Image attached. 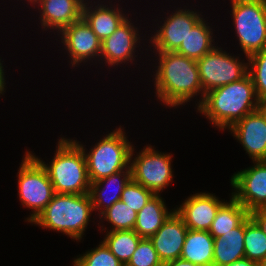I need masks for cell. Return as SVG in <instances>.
<instances>
[{"mask_svg": "<svg viewBox=\"0 0 266 266\" xmlns=\"http://www.w3.org/2000/svg\"><path fill=\"white\" fill-rule=\"evenodd\" d=\"M188 228L182 217L174 211L161 228L149 239L162 263L181 257Z\"/></svg>", "mask_w": 266, "mask_h": 266, "instance_id": "obj_15", "label": "cell"}, {"mask_svg": "<svg viewBox=\"0 0 266 266\" xmlns=\"http://www.w3.org/2000/svg\"><path fill=\"white\" fill-rule=\"evenodd\" d=\"M84 1L82 8V18L90 26L94 34L102 42L111 36L117 28L128 18L118 9V7H106V5H97L93 9L88 7ZM113 8V9H112Z\"/></svg>", "mask_w": 266, "mask_h": 266, "instance_id": "obj_18", "label": "cell"}, {"mask_svg": "<svg viewBox=\"0 0 266 266\" xmlns=\"http://www.w3.org/2000/svg\"><path fill=\"white\" fill-rule=\"evenodd\" d=\"M218 46L197 60L198 72L204 94L230 84L248 74V63H242Z\"/></svg>", "mask_w": 266, "mask_h": 266, "instance_id": "obj_8", "label": "cell"}, {"mask_svg": "<svg viewBox=\"0 0 266 266\" xmlns=\"http://www.w3.org/2000/svg\"><path fill=\"white\" fill-rule=\"evenodd\" d=\"M131 179H132L131 170H126V172L122 170L114 173L113 175H110L108 177L99 179L96 182L91 183L89 194L92 199L93 210L97 209L101 214L104 210L111 207L116 201H119L125 186L129 183ZM103 184L104 187L102 186ZM112 184L116 185L115 186L116 190L112 192L113 194L110 197V195H108L107 193L108 192L107 188L111 187Z\"/></svg>", "mask_w": 266, "mask_h": 266, "instance_id": "obj_21", "label": "cell"}, {"mask_svg": "<svg viewBox=\"0 0 266 266\" xmlns=\"http://www.w3.org/2000/svg\"><path fill=\"white\" fill-rule=\"evenodd\" d=\"M31 3L41 6L40 18L43 29L49 27L61 31L82 18L84 0H33Z\"/></svg>", "mask_w": 266, "mask_h": 266, "instance_id": "obj_17", "label": "cell"}, {"mask_svg": "<svg viewBox=\"0 0 266 266\" xmlns=\"http://www.w3.org/2000/svg\"><path fill=\"white\" fill-rule=\"evenodd\" d=\"M162 197L154 194L145 206L137 213L134 231L141 237L149 239L153 236L175 211L168 212Z\"/></svg>", "mask_w": 266, "mask_h": 266, "instance_id": "obj_20", "label": "cell"}, {"mask_svg": "<svg viewBox=\"0 0 266 266\" xmlns=\"http://www.w3.org/2000/svg\"><path fill=\"white\" fill-rule=\"evenodd\" d=\"M99 216H103L104 220L111 223V226L113 225L109 232L133 230L137 220V213L121 200L116 201Z\"/></svg>", "mask_w": 266, "mask_h": 266, "instance_id": "obj_27", "label": "cell"}, {"mask_svg": "<svg viewBox=\"0 0 266 266\" xmlns=\"http://www.w3.org/2000/svg\"><path fill=\"white\" fill-rule=\"evenodd\" d=\"M92 199L86 194L55 193L48 205L30 223L56 230L80 240L90 221Z\"/></svg>", "mask_w": 266, "mask_h": 266, "instance_id": "obj_4", "label": "cell"}, {"mask_svg": "<svg viewBox=\"0 0 266 266\" xmlns=\"http://www.w3.org/2000/svg\"><path fill=\"white\" fill-rule=\"evenodd\" d=\"M196 11L179 9L167 17L163 25L151 37L150 42L155 46L156 52H175L188 33L202 19Z\"/></svg>", "mask_w": 266, "mask_h": 266, "instance_id": "obj_11", "label": "cell"}, {"mask_svg": "<svg viewBox=\"0 0 266 266\" xmlns=\"http://www.w3.org/2000/svg\"><path fill=\"white\" fill-rule=\"evenodd\" d=\"M244 246L249 260L260 263L266 259V235L250 215L245 219Z\"/></svg>", "mask_w": 266, "mask_h": 266, "instance_id": "obj_26", "label": "cell"}, {"mask_svg": "<svg viewBox=\"0 0 266 266\" xmlns=\"http://www.w3.org/2000/svg\"><path fill=\"white\" fill-rule=\"evenodd\" d=\"M213 195L206 192L193 194L175 209L188 229L209 231L217 211L225 203Z\"/></svg>", "mask_w": 266, "mask_h": 266, "instance_id": "obj_14", "label": "cell"}, {"mask_svg": "<svg viewBox=\"0 0 266 266\" xmlns=\"http://www.w3.org/2000/svg\"><path fill=\"white\" fill-rule=\"evenodd\" d=\"M171 156L155 151L152 146L144 147L137 157L130 161L132 180L154 194H159L173 180Z\"/></svg>", "mask_w": 266, "mask_h": 266, "instance_id": "obj_9", "label": "cell"}, {"mask_svg": "<svg viewBox=\"0 0 266 266\" xmlns=\"http://www.w3.org/2000/svg\"><path fill=\"white\" fill-rule=\"evenodd\" d=\"M249 215L250 212L232 197L230 202L219 208L208 232L212 237L223 236L238 227Z\"/></svg>", "mask_w": 266, "mask_h": 266, "instance_id": "obj_24", "label": "cell"}, {"mask_svg": "<svg viewBox=\"0 0 266 266\" xmlns=\"http://www.w3.org/2000/svg\"><path fill=\"white\" fill-rule=\"evenodd\" d=\"M50 165L32 154L46 169L57 194H86L90 192L86 158L76 140L61 138Z\"/></svg>", "mask_w": 266, "mask_h": 266, "instance_id": "obj_3", "label": "cell"}, {"mask_svg": "<svg viewBox=\"0 0 266 266\" xmlns=\"http://www.w3.org/2000/svg\"><path fill=\"white\" fill-rule=\"evenodd\" d=\"M125 266H163L150 239L143 238Z\"/></svg>", "mask_w": 266, "mask_h": 266, "instance_id": "obj_31", "label": "cell"}, {"mask_svg": "<svg viewBox=\"0 0 266 266\" xmlns=\"http://www.w3.org/2000/svg\"><path fill=\"white\" fill-rule=\"evenodd\" d=\"M247 59L248 74L254 84L256 96L261 102L266 98V48L251 54Z\"/></svg>", "mask_w": 266, "mask_h": 266, "instance_id": "obj_28", "label": "cell"}, {"mask_svg": "<svg viewBox=\"0 0 266 266\" xmlns=\"http://www.w3.org/2000/svg\"><path fill=\"white\" fill-rule=\"evenodd\" d=\"M202 18L188 33L180 47L175 51L178 54L194 60L202 58L212 51L216 46L212 44V31L210 26Z\"/></svg>", "mask_w": 266, "mask_h": 266, "instance_id": "obj_23", "label": "cell"}, {"mask_svg": "<svg viewBox=\"0 0 266 266\" xmlns=\"http://www.w3.org/2000/svg\"><path fill=\"white\" fill-rule=\"evenodd\" d=\"M250 217L257 223L266 235V208H259L251 211Z\"/></svg>", "mask_w": 266, "mask_h": 266, "instance_id": "obj_32", "label": "cell"}, {"mask_svg": "<svg viewBox=\"0 0 266 266\" xmlns=\"http://www.w3.org/2000/svg\"><path fill=\"white\" fill-rule=\"evenodd\" d=\"M259 266H266V259H264L263 261H261V262L259 263Z\"/></svg>", "mask_w": 266, "mask_h": 266, "instance_id": "obj_37", "label": "cell"}, {"mask_svg": "<svg viewBox=\"0 0 266 266\" xmlns=\"http://www.w3.org/2000/svg\"><path fill=\"white\" fill-rule=\"evenodd\" d=\"M73 266H124L102 241L98 247L75 259Z\"/></svg>", "mask_w": 266, "mask_h": 266, "instance_id": "obj_29", "label": "cell"}, {"mask_svg": "<svg viewBox=\"0 0 266 266\" xmlns=\"http://www.w3.org/2000/svg\"><path fill=\"white\" fill-rule=\"evenodd\" d=\"M18 190L22 204L34 211L28 222L37 217L55 194L46 169L27 151L18 172Z\"/></svg>", "mask_w": 266, "mask_h": 266, "instance_id": "obj_7", "label": "cell"}, {"mask_svg": "<svg viewBox=\"0 0 266 266\" xmlns=\"http://www.w3.org/2000/svg\"><path fill=\"white\" fill-rule=\"evenodd\" d=\"M230 131L253 161L266 160V114L261 108L236 122Z\"/></svg>", "mask_w": 266, "mask_h": 266, "instance_id": "obj_13", "label": "cell"}, {"mask_svg": "<svg viewBox=\"0 0 266 266\" xmlns=\"http://www.w3.org/2000/svg\"><path fill=\"white\" fill-rule=\"evenodd\" d=\"M260 108L266 114V98L260 102Z\"/></svg>", "mask_w": 266, "mask_h": 266, "instance_id": "obj_36", "label": "cell"}, {"mask_svg": "<svg viewBox=\"0 0 266 266\" xmlns=\"http://www.w3.org/2000/svg\"><path fill=\"white\" fill-rule=\"evenodd\" d=\"M163 266H200V265H196L191 262H188L187 260L178 258L176 260H171L163 263Z\"/></svg>", "mask_w": 266, "mask_h": 266, "instance_id": "obj_34", "label": "cell"}, {"mask_svg": "<svg viewBox=\"0 0 266 266\" xmlns=\"http://www.w3.org/2000/svg\"><path fill=\"white\" fill-rule=\"evenodd\" d=\"M239 44L246 56L266 48V0H231Z\"/></svg>", "mask_w": 266, "mask_h": 266, "instance_id": "obj_6", "label": "cell"}, {"mask_svg": "<svg viewBox=\"0 0 266 266\" xmlns=\"http://www.w3.org/2000/svg\"><path fill=\"white\" fill-rule=\"evenodd\" d=\"M125 134L121 127L115 129L93 146L89 153L85 152L82 144L76 142L84 151L91 183L122 170H131L129 164L135 154Z\"/></svg>", "mask_w": 266, "mask_h": 266, "instance_id": "obj_5", "label": "cell"}, {"mask_svg": "<svg viewBox=\"0 0 266 266\" xmlns=\"http://www.w3.org/2000/svg\"><path fill=\"white\" fill-rule=\"evenodd\" d=\"M3 66L1 63V59H0V95L3 94L4 89H5V77H4V71H3Z\"/></svg>", "mask_w": 266, "mask_h": 266, "instance_id": "obj_35", "label": "cell"}, {"mask_svg": "<svg viewBox=\"0 0 266 266\" xmlns=\"http://www.w3.org/2000/svg\"><path fill=\"white\" fill-rule=\"evenodd\" d=\"M245 220L223 236L214 238L213 266H224L245 257Z\"/></svg>", "mask_w": 266, "mask_h": 266, "instance_id": "obj_19", "label": "cell"}, {"mask_svg": "<svg viewBox=\"0 0 266 266\" xmlns=\"http://www.w3.org/2000/svg\"><path fill=\"white\" fill-rule=\"evenodd\" d=\"M58 33L62 35V43L72 59V66L97 58L96 56L100 57L102 42L83 18Z\"/></svg>", "mask_w": 266, "mask_h": 266, "instance_id": "obj_12", "label": "cell"}, {"mask_svg": "<svg viewBox=\"0 0 266 266\" xmlns=\"http://www.w3.org/2000/svg\"><path fill=\"white\" fill-rule=\"evenodd\" d=\"M138 36V29L127 18L111 36L102 41L100 59L111 66L134 60L136 44L140 43Z\"/></svg>", "mask_w": 266, "mask_h": 266, "instance_id": "obj_16", "label": "cell"}, {"mask_svg": "<svg viewBox=\"0 0 266 266\" xmlns=\"http://www.w3.org/2000/svg\"><path fill=\"white\" fill-rule=\"evenodd\" d=\"M142 239L134 230H117L108 232L103 242L125 266Z\"/></svg>", "mask_w": 266, "mask_h": 266, "instance_id": "obj_25", "label": "cell"}, {"mask_svg": "<svg viewBox=\"0 0 266 266\" xmlns=\"http://www.w3.org/2000/svg\"><path fill=\"white\" fill-rule=\"evenodd\" d=\"M159 66L156 70L155 87L157 98L169 107L189 102L200 94L204 98L197 60L187 58L176 52H158Z\"/></svg>", "mask_w": 266, "mask_h": 266, "instance_id": "obj_1", "label": "cell"}, {"mask_svg": "<svg viewBox=\"0 0 266 266\" xmlns=\"http://www.w3.org/2000/svg\"><path fill=\"white\" fill-rule=\"evenodd\" d=\"M153 195L152 191L131 179L125 186L120 200L138 213Z\"/></svg>", "mask_w": 266, "mask_h": 266, "instance_id": "obj_30", "label": "cell"}, {"mask_svg": "<svg viewBox=\"0 0 266 266\" xmlns=\"http://www.w3.org/2000/svg\"><path fill=\"white\" fill-rule=\"evenodd\" d=\"M224 266H259V263L244 257Z\"/></svg>", "mask_w": 266, "mask_h": 266, "instance_id": "obj_33", "label": "cell"}, {"mask_svg": "<svg viewBox=\"0 0 266 266\" xmlns=\"http://www.w3.org/2000/svg\"><path fill=\"white\" fill-rule=\"evenodd\" d=\"M259 108L254 84L247 74L238 81L205 93L197 109L212 121L213 126L224 130Z\"/></svg>", "mask_w": 266, "mask_h": 266, "instance_id": "obj_2", "label": "cell"}, {"mask_svg": "<svg viewBox=\"0 0 266 266\" xmlns=\"http://www.w3.org/2000/svg\"><path fill=\"white\" fill-rule=\"evenodd\" d=\"M253 163L255 166L238 171L231 178V185L237 191L231 197L249 212L266 208V160Z\"/></svg>", "mask_w": 266, "mask_h": 266, "instance_id": "obj_10", "label": "cell"}, {"mask_svg": "<svg viewBox=\"0 0 266 266\" xmlns=\"http://www.w3.org/2000/svg\"><path fill=\"white\" fill-rule=\"evenodd\" d=\"M214 238L208 231L188 229L181 259L200 266H213Z\"/></svg>", "mask_w": 266, "mask_h": 266, "instance_id": "obj_22", "label": "cell"}]
</instances>
